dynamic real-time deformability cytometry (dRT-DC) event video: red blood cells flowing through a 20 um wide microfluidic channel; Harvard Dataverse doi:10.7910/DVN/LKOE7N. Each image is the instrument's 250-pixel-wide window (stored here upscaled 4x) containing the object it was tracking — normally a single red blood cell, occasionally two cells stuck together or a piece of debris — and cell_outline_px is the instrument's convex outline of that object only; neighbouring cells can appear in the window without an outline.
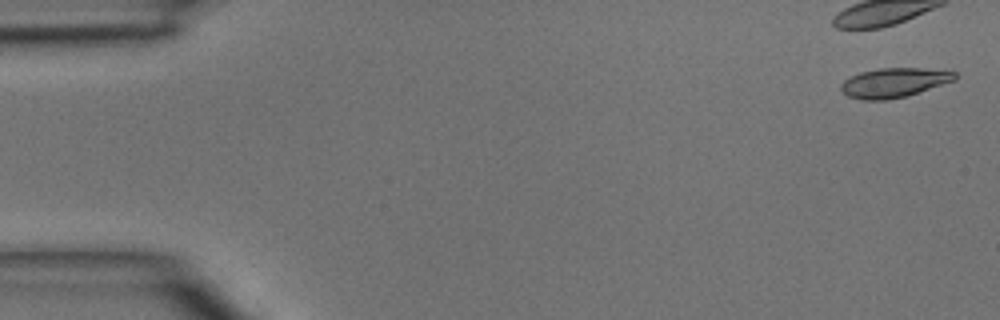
{"species": "common noctule bat (a hibernating species)", "species_latin": "Nyctalus noctula", "temperature_condition": "room temperature", "stored_images_in_passage": 4, "camera_frame_rate_fps": 3000, "um_per_image_px": 0.085, "animal": {"sex": "male", "body_mass_g": 15.6}, "frame": {"image": 1, "passage_image": 1, "time_ms": 0.0, "image_size_px": [1000, 320], "cell_outline_px": [[960, 76], [956, 80], [904, 96], [888, 100], [864, 100], [848, 96], [840, 88], [840, 84], [844, 80], [860, 72], [880, 68], [920, 68], [956, 72]], "centroid_in_image_um": [75.99, 7.02], "position_along_channel_um": 9.0, "area_um2": 19.36}}